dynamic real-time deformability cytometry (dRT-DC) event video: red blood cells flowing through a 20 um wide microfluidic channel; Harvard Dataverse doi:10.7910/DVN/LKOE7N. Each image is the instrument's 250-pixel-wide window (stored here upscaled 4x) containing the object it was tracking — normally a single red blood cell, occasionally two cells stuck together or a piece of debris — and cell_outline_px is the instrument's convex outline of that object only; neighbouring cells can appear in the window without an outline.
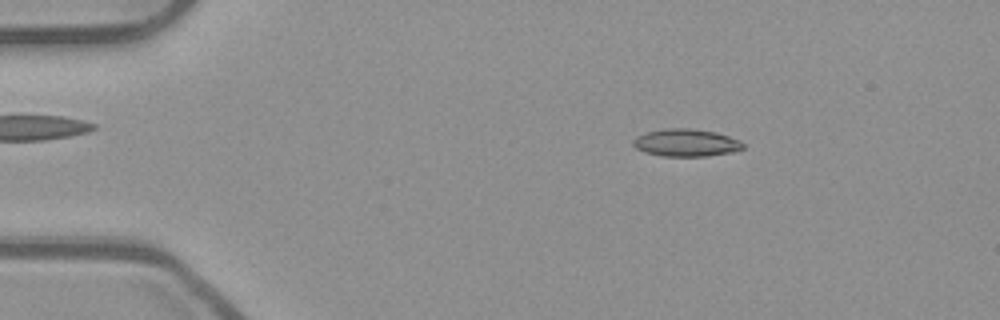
{"species": "common noctule bat (a hibernating species)", "species_latin": "Nyctalus noctula", "temperature_condition": "room temperature", "stored_images_in_passage": 47, "camera_frame_rate_fps": 3000, "um_per_image_px": 0.085, "animal": {"sex": "male", "body_mass_g": 23.1, "forearm_length_mm": 52.7}, "frame": {"image": 1, "passage_image": 3, "time_ms": 0.667, "image_size_px": [1000, 320], "cell_outline_px": [[744, 148], [732, 152], [704, 156], [664, 156], [644, 152], [636, 148], [632, 144], [632, 140], [636, 136], [648, 132], [668, 128], [688, 128], [716, 132], [740, 140], [744, 144]], "centroid_in_image_um": [58.31, 12.13], "position_along_channel_um": 26.7, "area_um2": 17.51}}
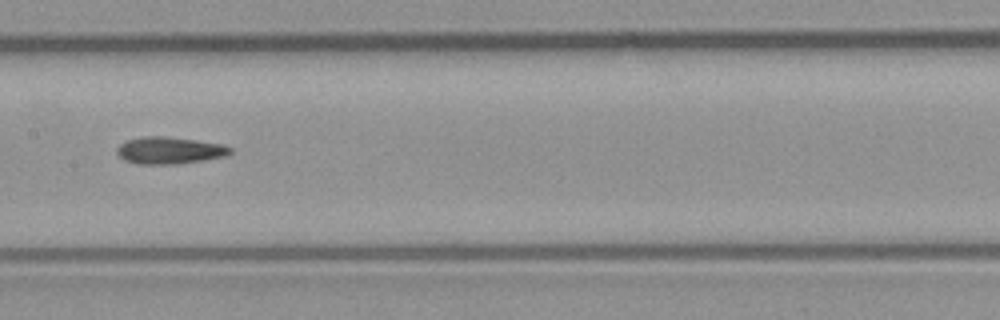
{"frame": {"image": 2, "passage_image": 21, "time_ms": 6.667, "image_size_px": [1000, 320], "cell_outline_px": [[232, 152], [224, 156], [180, 164], [140, 164], [124, 160], [116, 152], [116, 148], [120, 144], [128, 140], [144, 136], [164, 136], [196, 140], [220, 144], [232, 148]], "centroid_in_image_um": [14.38, 12.78], "position_along_channel_um": 193.0, "area_um2": 17.69}}
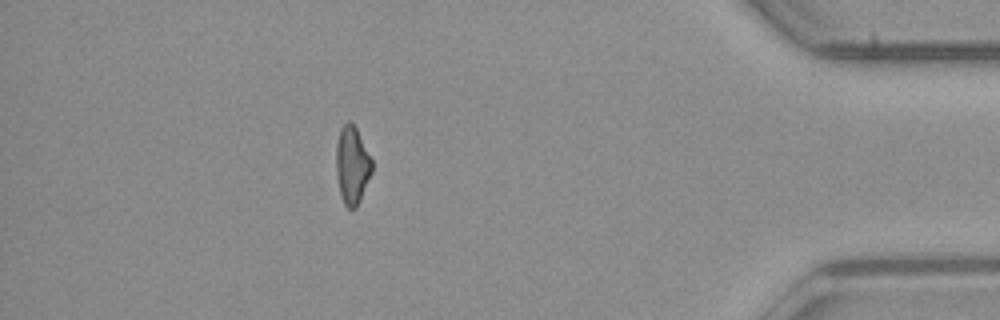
{"frame": {"image": 3, "passage_image": 41, "time_ms": 13.333, "image_size_px": [1000, 320], "cell_outline_px": [[372, 172], [360, 200], [356, 208], [348, 208], [344, 204], [340, 192], [336, 172], [336, 144], [340, 128], [348, 120], [356, 128], [372, 160]], "centroid_in_image_um": [29.92, 14.04], "position_along_channel_um": 405.3, "area_um2": 16.07}, "authors_computed_cell_mechanics": {"area_um2": 17.2244, "velocity_mm_per_s": 3.9264, "shape_relaxation_time_tau1_ms": null, "shape_relaxation_time_tau2_ms": 10.8099, "deformation_change_tau1": null, "deformation_change_tau2": 0.2391}}